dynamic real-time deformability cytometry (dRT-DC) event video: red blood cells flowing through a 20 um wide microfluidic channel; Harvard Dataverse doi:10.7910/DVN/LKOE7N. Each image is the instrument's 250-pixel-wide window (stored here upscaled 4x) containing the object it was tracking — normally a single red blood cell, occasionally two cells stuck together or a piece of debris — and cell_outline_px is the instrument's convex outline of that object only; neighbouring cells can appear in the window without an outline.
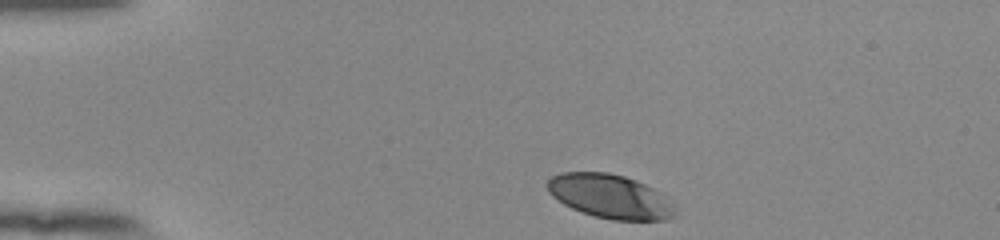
{"species": "human", "species_latin": "Homo sapiens", "temperature_condition": "room temperature", "stored_images_in_passage": 36, "camera_frame_rate_fps": 3000, "um_per_image_px": 0.085, "donor": {"sex": "female"}, "frame": {"image": 1, "passage_image": 1, "time_ms": 0.0, "image_size_px": [1000, 240], "cell_outline_px": [[676, 216], [664, 220], [612, 220], [596, 216], [572, 208], [564, 204], [552, 196], [548, 192], [548, 180], [552, 176], [560, 172], [608, 172], [624, 176], [636, 180], [660, 192], [676, 208]], "centroid_in_image_um": [51.87, 16.69], "position_along_channel_um": 33.1, "area_um2": 32.6}}
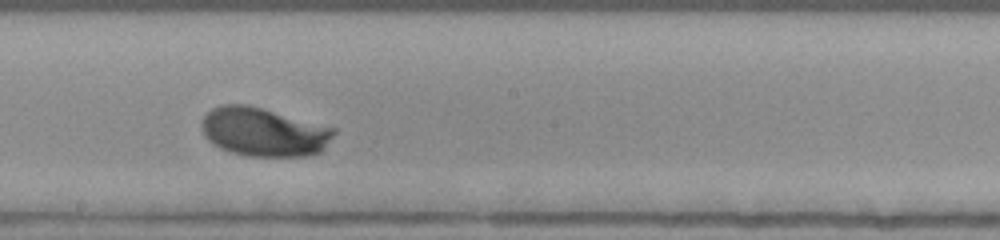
{"frame": {"image": 2, "passage_image": 21, "time_ms": 6.667, "image_size_px": [1000, 240], "cell_outline_px": [[336, 132], [324, 148], [320, 152], [308, 156], [244, 156], [220, 148], [212, 144], [204, 136], [200, 124], [200, 120], [212, 108], [220, 104], [248, 104], [336, 128]], "centroid_in_image_um": [22.38, 11.21], "position_along_channel_um": 225.8, "area_um2": 37.8}}
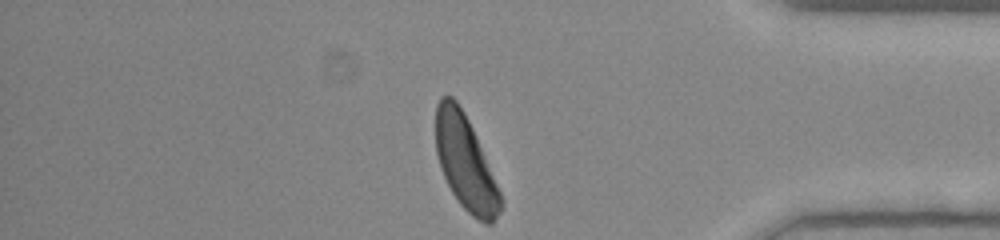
{"frame": {"image": 3, "passage_image": 36, "time_ms": 11.667, "image_size_px": [1000, 240], "cell_outline_px": [[504, 204], [500, 212], [492, 224], [484, 224], [472, 216], [460, 204], [452, 192], [440, 168], [436, 152], [436, 104], [440, 96], [452, 96], [456, 100], [464, 112], [472, 128], [504, 200]], "centroid_in_image_um": [39.56, 13.86], "position_along_channel_um": 395.6, "area_um2": 35.49}, "authors_computed_cell_mechanics": {"area_um2": 35.836, "velocity_mm_per_s": 3.8412, "shape_relaxation_time_tau1_ms": 2.2287, "shape_relaxation_time_tau2_ms": null, "deformation_change_tau1": 0.1436, "deformation_change_tau2": null}}